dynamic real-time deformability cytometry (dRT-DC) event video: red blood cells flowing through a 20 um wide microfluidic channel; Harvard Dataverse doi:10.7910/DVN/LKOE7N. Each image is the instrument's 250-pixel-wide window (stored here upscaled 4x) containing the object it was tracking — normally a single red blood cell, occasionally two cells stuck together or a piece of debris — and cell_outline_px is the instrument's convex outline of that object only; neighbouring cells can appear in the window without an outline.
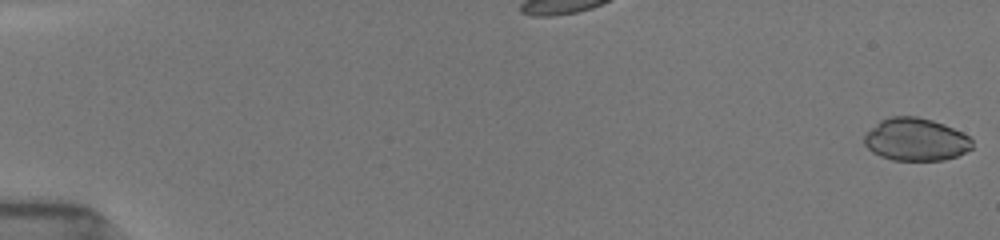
{"species": "common noctule bat (a hibernating species)", "species_latin": "Nyctalus noctula", "temperature_condition": "room temperature", "stored_images_in_passage": 39, "camera_frame_rate_fps": 3000, "um_per_image_px": 0.085, "animal": {"sex": "female", "body_mass_g": 19.5, "forearm_length_mm": 54.1}, "frame": {"image": 1, "passage_image": 1, "time_ms": 0.0, "image_size_px": [1000, 240], "cell_outline_px": [[972, 148], [956, 156], [944, 160], [892, 160], [880, 156], [872, 152], [864, 144], [864, 136], [880, 120], [888, 116], [916, 116], [932, 120], [944, 124], [968, 136], [972, 140]], "centroid_in_image_um": [77.82, 11.86], "position_along_channel_um": 7.2, "area_um2": 26.7}}
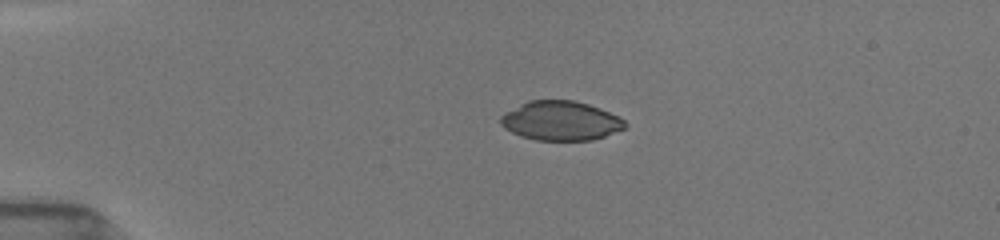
{"frame": {"image": 2, "passage_image": 27, "time_ms": 4.0, "image_size_px": [1000, 240], "cell_outline_px": [[628, 128], [592, 140], [536, 140], [520, 136], [504, 128], [500, 124], [500, 116], [504, 112], [528, 100], [572, 100], [588, 104], [600, 108], [620, 116], [628, 124]], "centroid_in_image_um": [47.67, 10.26], "position_along_channel_um": 37.3, "area_um2": 28.78}}